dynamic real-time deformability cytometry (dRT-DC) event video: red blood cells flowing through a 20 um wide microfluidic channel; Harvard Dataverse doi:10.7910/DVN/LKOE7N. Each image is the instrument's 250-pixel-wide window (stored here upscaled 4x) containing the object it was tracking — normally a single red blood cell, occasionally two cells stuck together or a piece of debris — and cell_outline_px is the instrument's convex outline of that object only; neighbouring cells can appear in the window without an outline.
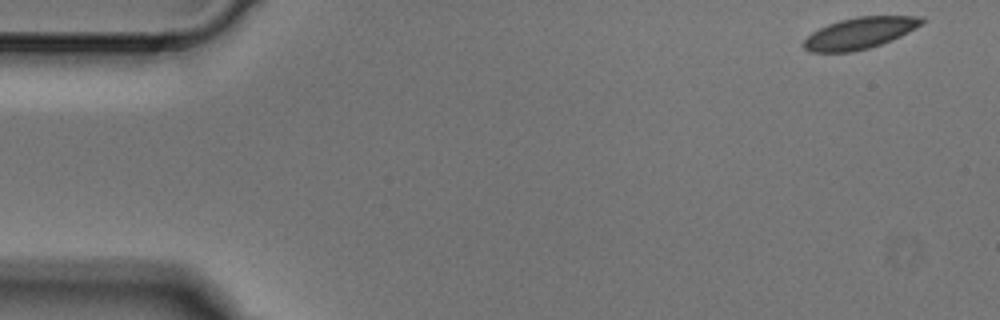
{"species": "Egyptian fruit bat (a non-hibernating species)", "species_latin": "Rousettus aegyptiacus", "temperature_condition": "cold", "stored_images_in_passage": 4, "camera_frame_rate_fps": 3000, "um_per_image_px": 0.085, "animal": {"sex": "male"}, "frame": {"image": 1, "passage_image": 1, "time_ms": 0.0, "image_size_px": [1000, 320], "cell_outline_px": [[928, 20], [916, 28], [892, 40], [868, 48], [852, 52], [808, 52], [804, 48], [804, 40], [812, 32], [828, 24], [840, 20], [856, 16], [924, 16]], "centroid_in_image_um": [73.11, 2.8], "position_along_channel_um": 11.9, "area_um2": 21.68}}
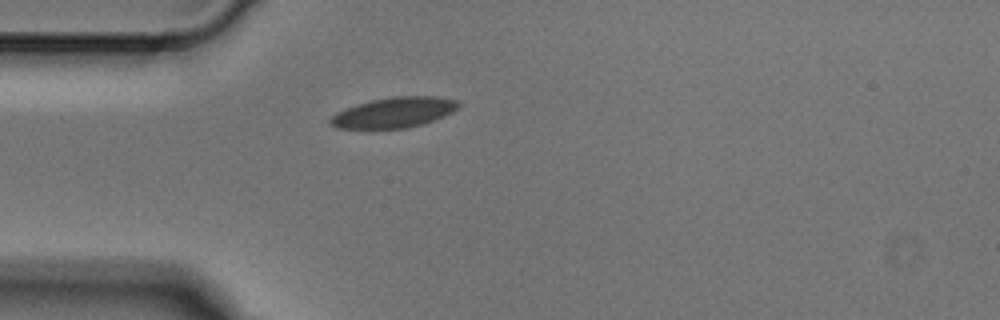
{"frame": {"image": 2, "passage_image": 4, "time_ms": 1.0, "image_size_px": [1000, 320], "cell_outline_px": [[460, 108], [444, 116], [408, 128], [336, 128], [328, 124], [328, 120], [336, 112], [356, 104], [372, 100], [392, 96], [436, 96], [456, 100], [460, 104]], "centroid_in_image_um": [33.47, 9.55], "position_along_channel_um": 51.5, "area_um2": 22.66}}